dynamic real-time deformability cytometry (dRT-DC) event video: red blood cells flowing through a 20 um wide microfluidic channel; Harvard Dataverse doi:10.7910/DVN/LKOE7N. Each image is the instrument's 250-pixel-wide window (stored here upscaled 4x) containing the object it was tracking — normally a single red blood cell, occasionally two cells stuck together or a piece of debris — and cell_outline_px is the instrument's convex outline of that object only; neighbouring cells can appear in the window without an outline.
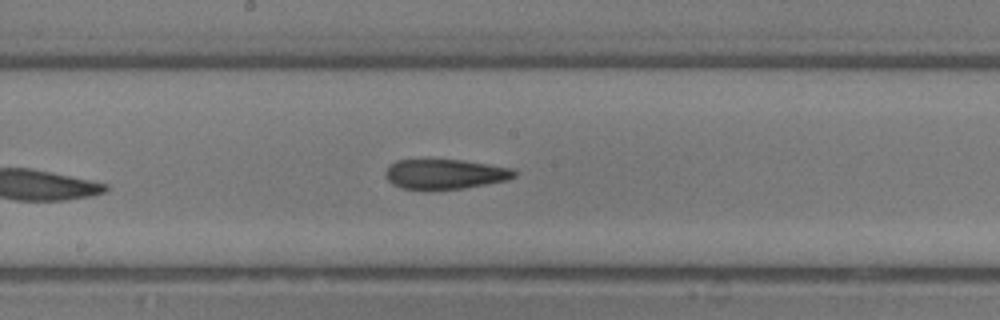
{"species": "common noctule bat (a hibernating species)", "species_latin": "Nyctalus noctula", "temperature_condition": "room temperature", "stored_images_in_passage": 15, "camera_frame_rate_fps": 3000, "um_per_image_px": 0.085, "animal": {"sex": "male", "body_mass_g": 13.3}, "frame": {"image": 1, "passage_image": 15, "time_ms": 4.667, "image_size_px": [1000, 320], "cell_outline_px": [[516, 176], [508, 180], [464, 188], [400, 188], [392, 184], [384, 176], [384, 172], [388, 164], [396, 160], [460, 160], [488, 164], [512, 168], [516, 172]], "centroid_in_image_um": [37.8, 14.78], "position_along_channel_um": 210.4, "area_um2": 22.2}}